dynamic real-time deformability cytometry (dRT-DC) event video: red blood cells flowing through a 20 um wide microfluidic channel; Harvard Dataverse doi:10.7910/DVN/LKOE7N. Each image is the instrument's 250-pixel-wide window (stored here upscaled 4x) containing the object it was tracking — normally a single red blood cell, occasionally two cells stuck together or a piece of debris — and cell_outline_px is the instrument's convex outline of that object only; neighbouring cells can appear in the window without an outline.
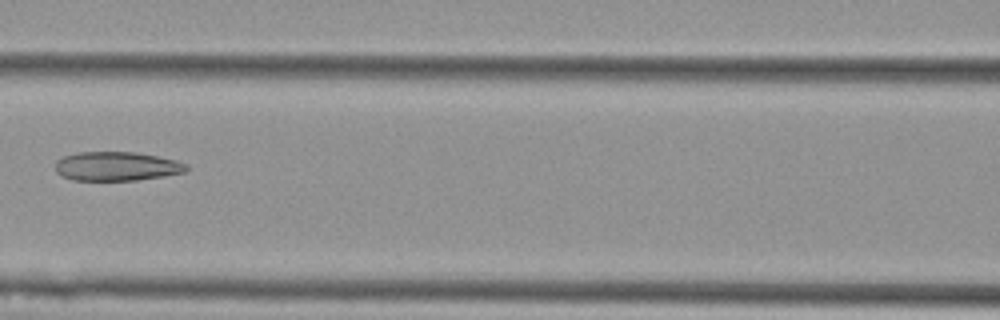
{"species": "Egyptian fruit bat (a non-hibernating species)", "species_latin": "Rousettus aegyptiacus", "temperature_condition": "cold", "stored_images_in_passage": 7, "segment_of_instrument_passage": [1, 2], "camera_frame_rate_fps": 3000, "um_per_image_px": 0.085, "animal": {"sex": "female"}, "frame": {"image": 1, "passage_image": 4, "time_ms": 1.0, "image_size_px": [1000, 320], "cell_outline_px": [[188, 168], [184, 172], [164, 176], [136, 180], [72, 180], [60, 176], [56, 172], [56, 160], [64, 156], [76, 152], [136, 152], [176, 160], [188, 164]], "centroid_in_image_um": [9.89, 14.13], "position_along_channel_um": 156.7, "area_um2": 22.25}}
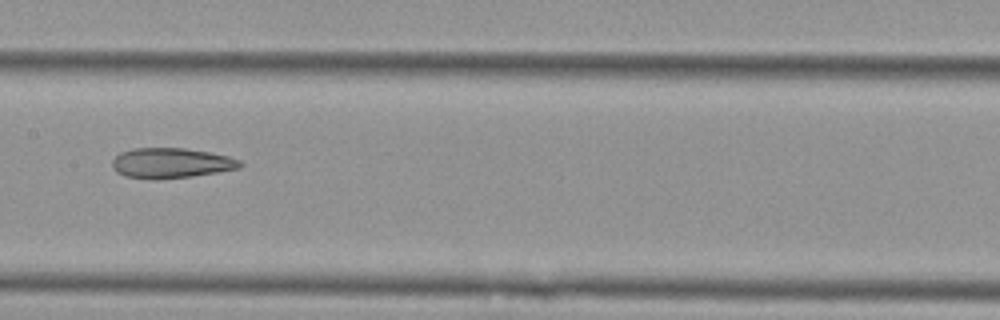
{"frame": {"image": 2, "passage_image": 5, "time_ms": 1.333, "image_size_px": [1000, 320], "cell_outline_px": [[244, 164], [240, 168], [192, 176], [124, 176], [116, 172], [112, 168], [112, 160], [120, 152], [132, 148], [184, 148], [212, 152], [228, 156], [240, 160]], "centroid_in_image_um": [14.58, 13.8], "position_along_channel_um": 192.8, "area_um2": 21.73}}
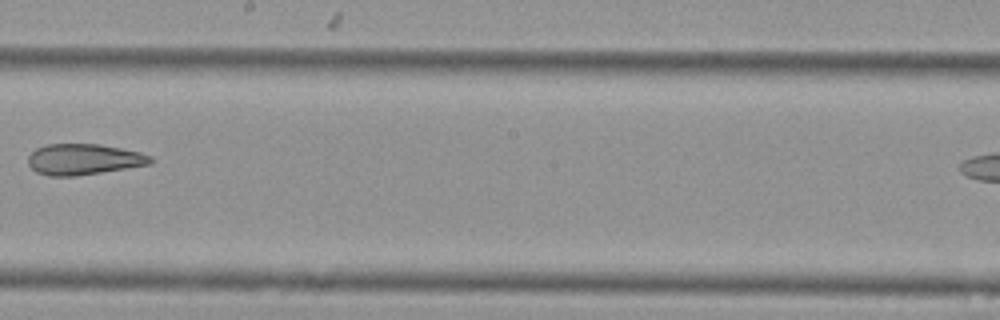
{"frame": {"image": 3, "passage_image": 6, "time_ms": 1.667, "image_size_px": [1000, 320], "cell_outline_px": [[152, 164], [76, 176], [48, 176], [36, 172], [28, 164], [28, 156], [36, 148], [48, 144], [100, 144], [140, 152], [152, 156]], "centroid_in_image_um": [7.11, 13.54], "position_along_channel_um": 241.1, "area_um2": 22.08}}